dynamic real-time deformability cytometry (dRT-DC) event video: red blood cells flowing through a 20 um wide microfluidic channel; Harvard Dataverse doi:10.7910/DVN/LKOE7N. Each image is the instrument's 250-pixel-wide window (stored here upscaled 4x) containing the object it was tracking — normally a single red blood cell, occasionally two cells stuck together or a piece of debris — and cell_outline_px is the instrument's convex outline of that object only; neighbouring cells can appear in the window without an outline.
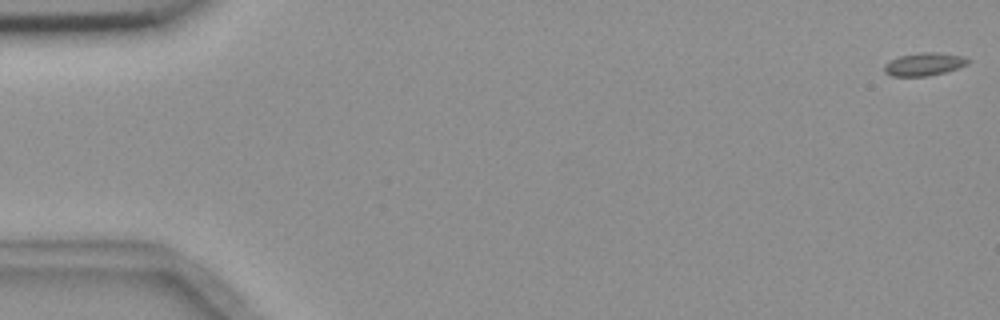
{"species": "common noctule bat (a hibernating species)", "species_latin": "Nyctalus noctula", "temperature_condition": "room temperature", "stored_images_in_passage": 7, "camera_frame_rate_fps": 3000, "um_per_image_px": 0.085, "animal": {"sex": "female", "body_mass_g": 18.4}, "frame": {"image": 1, "passage_image": 1, "time_ms": 0.0, "image_size_px": [1000, 320], "cell_outline_px": [[972, 60], [968, 64], [944, 72], [928, 76], [892, 76], [884, 72], [884, 64], [888, 60], [900, 56], [920, 52], [936, 52], [964, 56]], "centroid_in_image_um": [78.54, 5.45], "position_along_channel_um": 6.5, "area_um2": 11.27}}
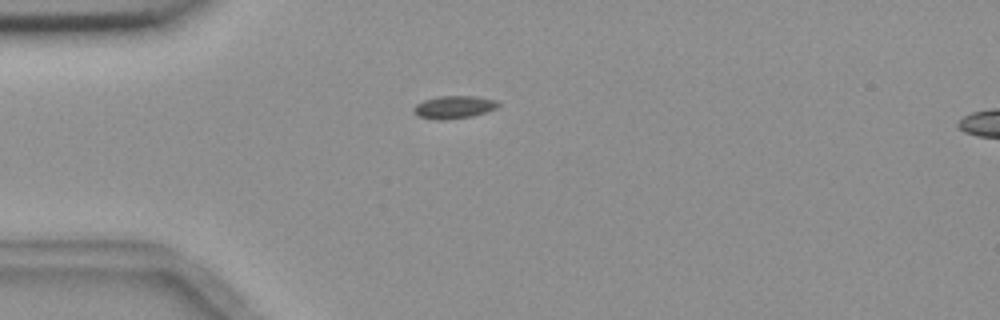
{"frame": {"image": 2, "passage_image": 5, "time_ms": 4.667, "image_size_px": [1000, 320], "cell_outline_px": [[500, 104], [496, 108], [472, 116], [440, 120], [420, 116], [412, 112], [412, 108], [416, 104], [424, 100], [440, 96], [472, 96], [496, 100]], "centroid_in_image_um": [38.56, 9.1], "position_along_channel_um": 46.4, "area_um2": 10.98}}